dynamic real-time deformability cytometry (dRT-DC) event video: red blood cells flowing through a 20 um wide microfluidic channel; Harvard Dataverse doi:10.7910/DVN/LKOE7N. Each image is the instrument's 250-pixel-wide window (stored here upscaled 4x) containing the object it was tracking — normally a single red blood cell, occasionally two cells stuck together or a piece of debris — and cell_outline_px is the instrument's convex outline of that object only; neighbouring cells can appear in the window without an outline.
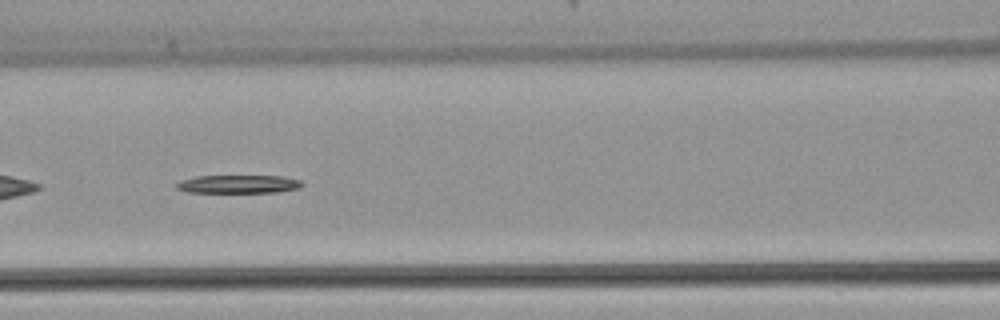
{"species": "common noctule bat (a hibernating species)", "species_latin": "Nyctalus noctula", "temperature_condition": "warm", "stored_images_in_passage": 48, "camera_frame_rate_fps": 3000, "um_per_image_px": 0.085, "animal": {"sex": "female", "body_mass_g": 22.7, "forearm_length_mm": 54.2}, "frame": {"image": 1, "passage_image": 21, "time_ms": 6.667, "image_size_px": [1000, 320], "cell_outline_px": [[304, 184], [300, 188], [276, 192], [188, 192], [176, 188], [176, 184], [180, 180], [196, 176], [280, 176], [300, 180]], "centroid_in_image_um": [20.26, 15.65], "position_along_channel_um": 146.3, "area_um2": 13.24}}
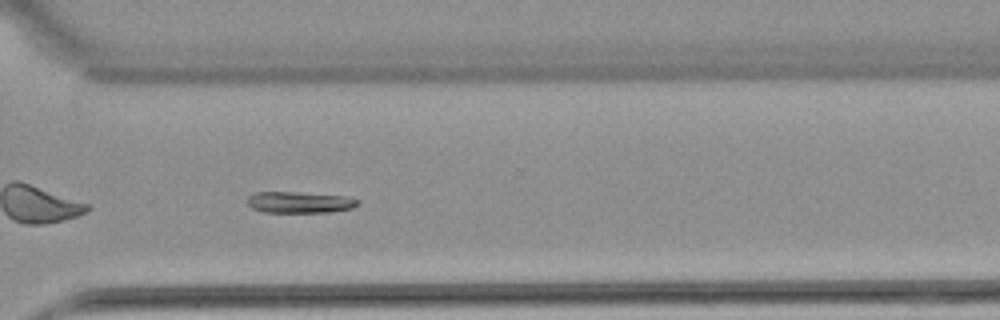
{"frame": {"image": 2, "passage_image": 35, "time_ms": 11.333, "image_size_px": [1000, 320], "cell_outline_px": [[356, 204], [352, 208], [332, 212], [264, 212], [252, 208], [248, 204], [248, 196], [252, 192], [296, 192], [344, 196], [356, 200]], "centroid_in_image_um": [25.39, 17.19], "position_along_channel_um": 345.2, "area_um2": 13.53}}
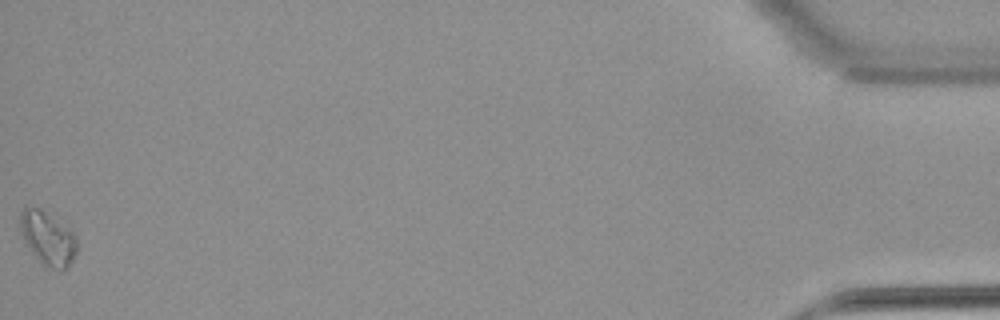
{"frame": {"image": 3, "passage_image": 48, "time_ms": 15.667, "image_size_px": [1000, 320], "cell_outline_px": [[80, 248], [68, 268], [56, 272], [44, 268], [32, 252], [20, 232], [20, 212], [24, 208], [40, 208], [72, 232], [76, 236]], "centroid_in_image_um": [4.11, 20.35], "position_along_channel_um": 431.1, "area_um2": 17.98}}